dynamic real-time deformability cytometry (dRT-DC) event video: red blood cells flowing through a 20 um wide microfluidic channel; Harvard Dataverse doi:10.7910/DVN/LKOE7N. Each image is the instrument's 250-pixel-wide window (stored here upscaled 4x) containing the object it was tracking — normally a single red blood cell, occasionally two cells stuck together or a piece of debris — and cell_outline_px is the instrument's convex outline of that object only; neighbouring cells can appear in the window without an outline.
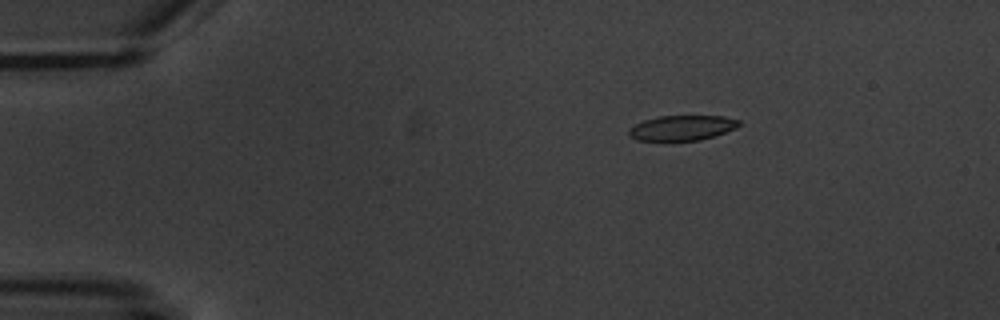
{"species": "common noctule bat (a hibernating species)", "species_latin": "Nyctalus noctula", "temperature_condition": "warm", "stored_images_in_passage": 5, "camera_frame_rate_fps": 3000, "um_per_image_px": 0.085, "animal": {"sex": "male", "body_mass_g": 20.1, "forearm_length_mm": 53.5}, "frame": {"image": 1, "passage_image": 2, "time_ms": 1.333, "image_size_px": [1000, 320], "cell_outline_px": [[740, 124], [736, 128], [700, 140], [636, 140], [628, 136], [628, 128], [644, 120], [656, 116], [724, 116], [740, 120]], "centroid_in_image_um": [57.94, 10.86], "position_along_channel_um": 27.1, "area_um2": 16.01}}